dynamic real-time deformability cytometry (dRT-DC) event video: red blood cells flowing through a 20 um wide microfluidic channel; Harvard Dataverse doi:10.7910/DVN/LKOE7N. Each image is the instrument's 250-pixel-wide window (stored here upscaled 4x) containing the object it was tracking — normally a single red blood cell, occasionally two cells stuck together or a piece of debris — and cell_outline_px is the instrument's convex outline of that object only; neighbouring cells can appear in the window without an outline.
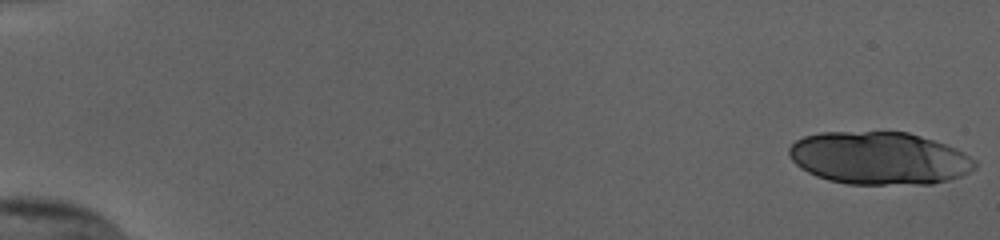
{"species": "human", "species_latin": "Homo sapiens", "temperature_condition": "cold", "stored_images_in_passage": 20, "camera_frame_rate_fps": 3000, "um_per_image_px": 0.085, "donor": {"sex": "female"}, "frame": {"image": 1, "passage_image": 1, "time_ms": 0.0, "image_size_px": [1000, 240], "cell_outline_px": [[976, 168], [960, 176], [948, 180], [932, 184], [848, 184], [828, 180], [816, 176], [800, 168], [788, 156], [788, 148], [796, 140], [804, 136], [820, 132], [908, 132], [956, 148], [976, 160]], "centroid_in_image_um": [74.71, 13.45], "position_along_channel_um": 10.3, "area_um2": 57.16}}
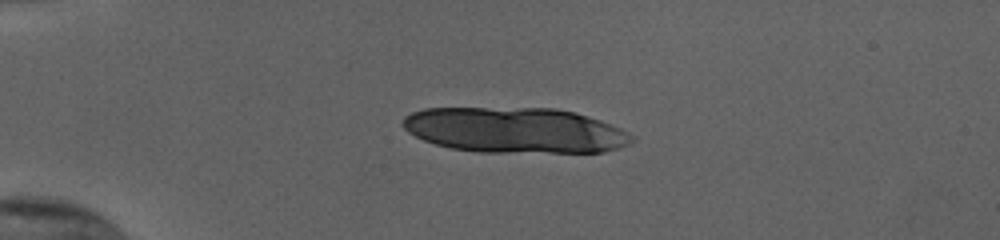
{"frame": {"image": 2, "passage_image": 14, "time_ms": 4.333, "image_size_px": [1000, 240], "cell_outline_px": [[636, 140], [620, 148], [604, 152], [480, 152], [452, 148], [436, 144], [424, 140], [408, 132], [400, 124], [404, 116], [412, 112], [424, 108], [556, 108], [576, 112], [600, 120], [620, 128], [636, 136]], "centroid_in_image_um": [43.8, 11.06], "position_along_channel_um": 41.2, "area_um2": 61.04}}